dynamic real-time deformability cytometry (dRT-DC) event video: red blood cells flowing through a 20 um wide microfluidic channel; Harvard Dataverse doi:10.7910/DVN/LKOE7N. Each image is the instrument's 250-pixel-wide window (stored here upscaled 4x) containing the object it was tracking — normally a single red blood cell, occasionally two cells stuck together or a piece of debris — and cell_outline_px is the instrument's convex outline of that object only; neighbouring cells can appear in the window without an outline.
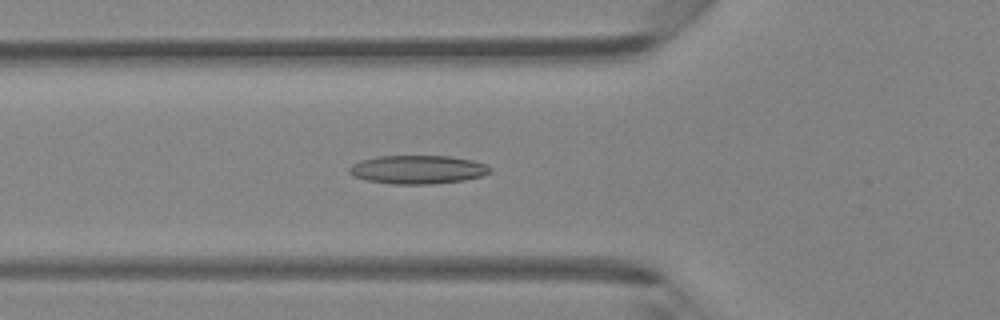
{"species": "Egyptian fruit bat (a non-hibernating species)", "species_latin": "Rousettus aegyptiacus", "temperature_condition": "room temperature", "stored_images_in_passage": 47, "camera_frame_rate_fps": 3000, "um_per_image_px": 0.085, "animal": {"sex": "female"}, "frame": {"image": 1, "passage_image": 17, "time_ms": 5.333, "image_size_px": [1000, 320], "cell_outline_px": [[492, 172], [484, 176], [464, 180], [432, 184], [392, 184], [368, 180], [352, 176], [348, 172], [348, 168], [352, 164], [360, 160], [376, 156], [448, 156], [472, 160], [488, 164], [492, 168]], "centroid_in_image_um": [35.53, 14.41], "position_along_channel_um": 90.3, "area_um2": 23.7}}
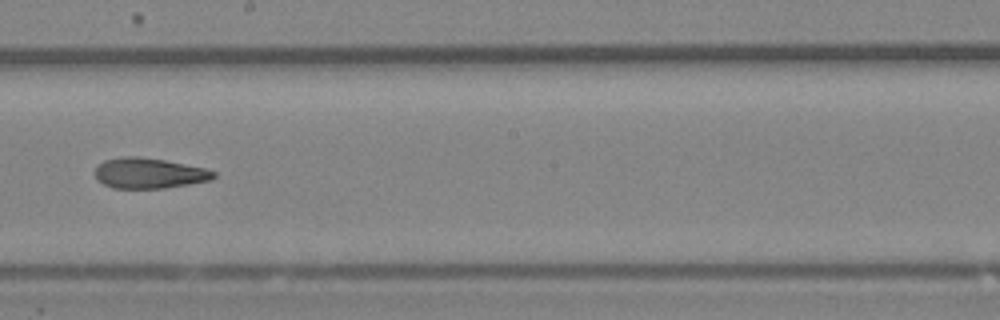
{"frame": {"image": 2, "passage_image": 27, "time_ms": 8.667, "image_size_px": [1000, 320], "cell_outline_px": [[216, 176], [212, 180], [164, 188], [112, 188], [104, 184], [96, 176], [96, 164], [104, 160], [120, 156], [140, 156], [164, 160], [208, 168], [216, 172]], "centroid_in_image_um": [12.69, 14.7], "position_along_channel_um": 235.5, "area_um2": 21.21}}
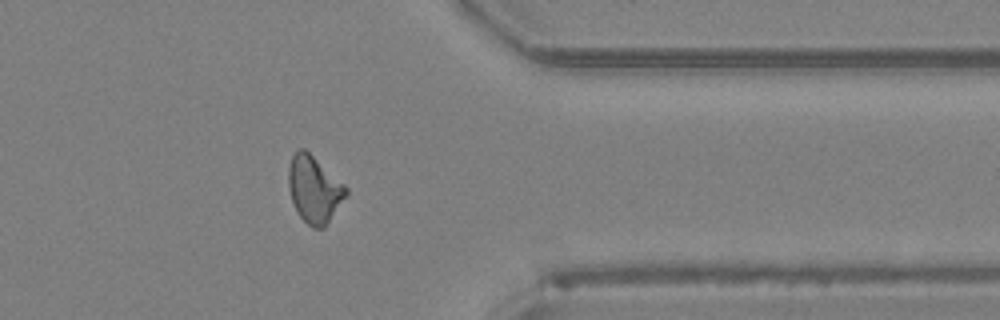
{"frame": {"image": 3, "passage_image": 38, "time_ms": 12.333, "image_size_px": [1000, 320], "cell_outline_px": [[348, 196], [324, 228], [312, 228], [296, 212], [288, 188], [288, 168], [292, 156], [300, 148], [304, 148], [344, 184], [348, 188]], "centroid_in_image_um": [26.72, 16.12], "position_along_channel_um": 384.7, "area_um2": 22.43}, "authors_computed_cell_mechanics": {"area_um2": 22.0796, "velocity_mm_per_s": 4.3702, "shape_relaxation_time_tau1_ms": 8.9983, "shape_relaxation_time_tau2_ms": 2.7789, "deformation_change_tau1": 0.2157, "deformation_change_tau2": 0.109}}